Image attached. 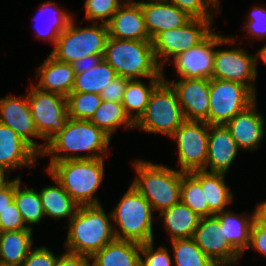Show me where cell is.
<instances>
[{"label":"cell","instance_id":"6da1fadb","mask_svg":"<svg viewBox=\"0 0 266 266\" xmlns=\"http://www.w3.org/2000/svg\"><path fill=\"white\" fill-rule=\"evenodd\" d=\"M110 139L108 134L89 120L69 119L65 128L46 143L40 157L50 155V163L103 158L108 154ZM81 151L88 152V155H76Z\"/></svg>","mask_w":266,"mask_h":266},{"label":"cell","instance_id":"7a4b0ae2","mask_svg":"<svg viewBox=\"0 0 266 266\" xmlns=\"http://www.w3.org/2000/svg\"><path fill=\"white\" fill-rule=\"evenodd\" d=\"M66 251L92 256L115 239L111 212L100 205L79 206L68 222Z\"/></svg>","mask_w":266,"mask_h":266},{"label":"cell","instance_id":"3957f363","mask_svg":"<svg viewBox=\"0 0 266 266\" xmlns=\"http://www.w3.org/2000/svg\"><path fill=\"white\" fill-rule=\"evenodd\" d=\"M50 173L79 206L100 205L94 196L104 175V158L50 163Z\"/></svg>","mask_w":266,"mask_h":266},{"label":"cell","instance_id":"277c9868","mask_svg":"<svg viewBox=\"0 0 266 266\" xmlns=\"http://www.w3.org/2000/svg\"><path fill=\"white\" fill-rule=\"evenodd\" d=\"M103 59L116 74L129 80L164 78L156 61L152 41L125 40L108 37Z\"/></svg>","mask_w":266,"mask_h":266},{"label":"cell","instance_id":"5b68a950","mask_svg":"<svg viewBox=\"0 0 266 266\" xmlns=\"http://www.w3.org/2000/svg\"><path fill=\"white\" fill-rule=\"evenodd\" d=\"M134 168L137 175L131 185L148 200L153 211L161 212L180 201V170L139 159Z\"/></svg>","mask_w":266,"mask_h":266},{"label":"cell","instance_id":"8992f818","mask_svg":"<svg viewBox=\"0 0 266 266\" xmlns=\"http://www.w3.org/2000/svg\"><path fill=\"white\" fill-rule=\"evenodd\" d=\"M153 209L148 200L132 185L111 211L115 239L140 244L154 241Z\"/></svg>","mask_w":266,"mask_h":266},{"label":"cell","instance_id":"52a82bcc","mask_svg":"<svg viewBox=\"0 0 266 266\" xmlns=\"http://www.w3.org/2000/svg\"><path fill=\"white\" fill-rule=\"evenodd\" d=\"M185 121L175 89L164 79L152 91L144 114L135 128L171 137Z\"/></svg>","mask_w":266,"mask_h":266},{"label":"cell","instance_id":"ba28073f","mask_svg":"<svg viewBox=\"0 0 266 266\" xmlns=\"http://www.w3.org/2000/svg\"><path fill=\"white\" fill-rule=\"evenodd\" d=\"M73 18L59 35L50 55L70 64L85 56H103L109 37L107 25L94 23L89 27H76Z\"/></svg>","mask_w":266,"mask_h":266},{"label":"cell","instance_id":"9c48e42d","mask_svg":"<svg viewBox=\"0 0 266 266\" xmlns=\"http://www.w3.org/2000/svg\"><path fill=\"white\" fill-rule=\"evenodd\" d=\"M27 94L31 115L38 134L48 143L66 126L69 118L65 96L54 93L49 88H39L31 84Z\"/></svg>","mask_w":266,"mask_h":266},{"label":"cell","instance_id":"30bf717a","mask_svg":"<svg viewBox=\"0 0 266 266\" xmlns=\"http://www.w3.org/2000/svg\"><path fill=\"white\" fill-rule=\"evenodd\" d=\"M256 98V95L241 83L210 79L209 125H225Z\"/></svg>","mask_w":266,"mask_h":266},{"label":"cell","instance_id":"8fae6325","mask_svg":"<svg viewBox=\"0 0 266 266\" xmlns=\"http://www.w3.org/2000/svg\"><path fill=\"white\" fill-rule=\"evenodd\" d=\"M212 21V19H191L182 27L158 33L151 41L159 66L164 69V63L170 59L169 56L175 58L202 42L213 30Z\"/></svg>","mask_w":266,"mask_h":266},{"label":"cell","instance_id":"7c38bea8","mask_svg":"<svg viewBox=\"0 0 266 266\" xmlns=\"http://www.w3.org/2000/svg\"><path fill=\"white\" fill-rule=\"evenodd\" d=\"M209 125L205 121L185 120L170 137L177 143L181 172L205 170Z\"/></svg>","mask_w":266,"mask_h":266},{"label":"cell","instance_id":"4fadbf2b","mask_svg":"<svg viewBox=\"0 0 266 266\" xmlns=\"http://www.w3.org/2000/svg\"><path fill=\"white\" fill-rule=\"evenodd\" d=\"M236 39L222 36L213 31L198 45L180 53L173 58L179 78L212 79L214 70V48L228 43H235Z\"/></svg>","mask_w":266,"mask_h":266},{"label":"cell","instance_id":"5bb4252c","mask_svg":"<svg viewBox=\"0 0 266 266\" xmlns=\"http://www.w3.org/2000/svg\"><path fill=\"white\" fill-rule=\"evenodd\" d=\"M193 239L218 266L235 265L242 256L225 238L216 215L200 218Z\"/></svg>","mask_w":266,"mask_h":266},{"label":"cell","instance_id":"9a60e30c","mask_svg":"<svg viewBox=\"0 0 266 266\" xmlns=\"http://www.w3.org/2000/svg\"><path fill=\"white\" fill-rule=\"evenodd\" d=\"M243 49L239 47L228 50L215 49L212 78L241 83L256 95L253 84L257 77L254 55Z\"/></svg>","mask_w":266,"mask_h":266},{"label":"cell","instance_id":"2e32d148","mask_svg":"<svg viewBox=\"0 0 266 266\" xmlns=\"http://www.w3.org/2000/svg\"><path fill=\"white\" fill-rule=\"evenodd\" d=\"M175 89L185 120L205 121L209 125L210 79L180 78L169 81Z\"/></svg>","mask_w":266,"mask_h":266},{"label":"cell","instance_id":"e0dca14e","mask_svg":"<svg viewBox=\"0 0 266 266\" xmlns=\"http://www.w3.org/2000/svg\"><path fill=\"white\" fill-rule=\"evenodd\" d=\"M0 123L13 129L39 154L44 151L46 144H39L32 139L42 137L36 129L27 95L19 98L11 95L0 99Z\"/></svg>","mask_w":266,"mask_h":266},{"label":"cell","instance_id":"ac0fdd59","mask_svg":"<svg viewBox=\"0 0 266 266\" xmlns=\"http://www.w3.org/2000/svg\"><path fill=\"white\" fill-rule=\"evenodd\" d=\"M256 110L255 100L225 124L241 150H256L265 136L264 117Z\"/></svg>","mask_w":266,"mask_h":266},{"label":"cell","instance_id":"d6986e66","mask_svg":"<svg viewBox=\"0 0 266 266\" xmlns=\"http://www.w3.org/2000/svg\"><path fill=\"white\" fill-rule=\"evenodd\" d=\"M106 25L111 38L151 41L139 1L124 0Z\"/></svg>","mask_w":266,"mask_h":266},{"label":"cell","instance_id":"ffe728a7","mask_svg":"<svg viewBox=\"0 0 266 266\" xmlns=\"http://www.w3.org/2000/svg\"><path fill=\"white\" fill-rule=\"evenodd\" d=\"M145 27L152 40L158 33L184 26L192 18L183 10L166 0L139 1Z\"/></svg>","mask_w":266,"mask_h":266},{"label":"cell","instance_id":"44dd1931","mask_svg":"<svg viewBox=\"0 0 266 266\" xmlns=\"http://www.w3.org/2000/svg\"><path fill=\"white\" fill-rule=\"evenodd\" d=\"M40 154L13 129L0 123V168L36 167Z\"/></svg>","mask_w":266,"mask_h":266},{"label":"cell","instance_id":"7402d4cb","mask_svg":"<svg viewBox=\"0 0 266 266\" xmlns=\"http://www.w3.org/2000/svg\"><path fill=\"white\" fill-rule=\"evenodd\" d=\"M239 150L225 125H209L205 171L227 174Z\"/></svg>","mask_w":266,"mask_h":266},{"label":"cell","instance_id":"603a6c76","mask_svg":"<svg viewBox=\"0 0 266 266\" xmlns=\"http://www.w3.org/2000/svg\"><path fill=\"white\" fill-rule=\"evenodd\" d=\"M37 78V87L49 88L54 93L67 97L72 92L75 72L72 64L58 61L49 55L38 67Z\"/></svg>","mask_w":266,"mask_h":266},{"label":"cell","instance_id":"cb8c5ba5","mask_svg":"<svg viewBox=\"0 0 266 266\" xmlns=\"http://www.w3.org/2000/svg\"><path fill=\"white\" fill-rule=\"evenodd\" d=\"M141 244L114 239L91 256L92 266H140Z\"/></svg>","mask_w":266,"mask_h":266},{"label":"cell","instance_id":"d4e9b609","mask_svg":"<svg viewBox=\"0 0 266 266\" xmlns=\"http://www.w3.org/2000/svg\"><path fill=\"white\" fill-rule=\"evenodd\" d=\"M258 215V206L249 217H243V215L233 213L230 210H225L216 214L225 238L241 255L245 250H248L251 227Z\"/></svg>","mask_w":266,"mask_h":266},{"label":"cell","instance_id":"484cf974","mask_svg":"<svg viewBox=\"0 0 266 266\" xmlns=\"http://www.w3.org/2000/svg\"><path fill=\"white\" fill-rule=\"evenodd\" d=\"M160 217L167 234H170V241L193 237L201 218L181 201L161 211Z\"/></svg>","mask_w":266,"mask_h":266},{"label":"cell","instance_id":"4316f807","mask_svg":"<svg viewBox=\"0 0 266 266\" xmlns=\"http://www.w3.org/2000/svg\"><path fill=\"white\" fill-rule=\"evenodd\" d=\"M33 229L4 231L0 233V264L21 266L32 249Z\"/></svg>","mask_w":266,"mask_h":266},{"label":"cell","instance_id":"83f0119b","mask_svg":"<svg viewBox=\"0 0 266 266\" xmlns=\"http://www.w3.org/2000/svg\"><path fill=\"white\" fill-rule=\"evenodd\" d=\"M224 173L201 170V188L208 204V216L225 211V207L233 203V194L225 183Z\"/></svg>","mask_w":266,"mask_h":266},{"label":"cell","instance_id":"f1b7e54d","mask_svg":"<svg viewBox=\"0 0 266 266\" xmlns=\"http://www.w3.org/2000/svg\"><path fill=\"white\" fill-rule=\"evenodd\" d=\"M49 175L57 185H48L38 192L45 217L49 216L54 219L69 217L70 221L74 217L79 205L50 173Z\"/></svg>","mask_w":266,"mask_h":266},{"label":"cell","instance_id":"f546056e","mask_svg":"<svg viewBox=\"0 0 266 266\" xmlns=\"http://www.w3.org/2000/svg\"><path fill=\"white\" fill-rule=\"evenodd\" d=\"M163 79L149 78V86H146L140 79L128 80L121 103L134 123L144 114L152 91ZM134 111L136 113L133 115Z\"/></svg>","mask_w":266,"mask_h":266},{"label":"cell","instance_id":"4dcf8cb0","mask_svg":"<svg viewBox=\"0 0 266 266\" xmlns=\"http://www.w3.org/2000/svg\"><path fill=\"white\" fill-rule=\"evenodd\" d=\"M117 77L116 71L102 59L94 68L75 74L71 93H94L100 95L102 90Z\"/></svg>","mask_w":266,"mask_h":266},{"label":"cell","instance_id":"1f68e13d","mask_svg":"<svg viewBox=\"0 0 266 266\" xmlns=\"http://www.w3.org/2000/svg\"><path fill=\"white\" fill-rule=\"evenodd\" d=\"M95 126L102 129L110 137L119 128H135V123L126 114L122 103L102 100L100 106L89 119Z\"/></svg>","mask_w":266,"mask_h":266},{"label":"cell","instance_id":"d6a6232c","mask_svg":"<svg viewBox=\"0 0 266 266\" xmlns=\"http://www.w3.org/2000/svg\"><path fill=\"white\" fill-rule=\"evenodd\" d=\"M21 177L15 178L14 202L20 211L25 224L32 229L34 224H38L45 217L44 209L38 191L33 188L21 189ZM32 225V226H31Z\"/></svg>","mask_w":266,"mask_h":266},{"label":"cell","instance_id":"836d02e7","mask_svg":"<svg viewBox=\"0 0 266 266\" xmlns=\"http://www.w3.org/2000/svg\"><path fill=\"white\" fill-rule=\"evenodd\" d=\"M180 201L199 217H208V204H205V196L201 188V170L182 172Z\"/></svg>","mask_w":266,"mask_h":266},{"label":"cell","instance_id":"e575fe53","mask_svg":"<svg viewBox=\"0 0 266 266\" xmlns=\"http://www.w3.org/2000/svg\"><path fill=\"white\" fill-rule=\"evenodd\" d=\"M58 6H59L58 4L51 1H46L43 4H41L40 13L42 14L41 16L40 15L39 16L40 17H42V15H46V17L47 15H50L49 17H51V15L53 16L50 18L51 21H49L48 24L44 26L43 29L45 30L39 28V24L35 25L37 28L35 29L37 33L36 37L51 41L53 45H55L59 35L66 29L67 25L69 24L70 20L73 17L72 14L67 13L66 11L60 9V7ZM37 18L34 17L35 20H37Z\"/></svg>","mask_w":266,"mask_h":266},{"label":"cell","instance_id":"d590c367","mask_svg":"<svg viewBox=\"0 0 266 266\" xmlns=\"http://www.w3.org/2000/svg\"><path fill=\"white\" fill-rule=\"evenodd\" d=\"M176 266H218L198 247L193 237L171 241Z\"/></svg>","mask_w":266,"mask_h":266},{"label":"cell","instance_id":"8d00e7d4","mask_svg":"<svg viewBox=\"0 0 266 266\" xmlns=\"http://www.w3.org/2000/svg\"><path fill=\"white\" fill-rule=\"evenodd\" d=\"M66 100L70 119L89 120L100 106L102 98L94 93H70Z\"/></svg>","mask_w":266,"mask_h":266},{"label":"cell","instance_id":"74e56055","mask_svg":"<svg viewBox=\"0 0 266 266\" xmlns=\"http://www.w3.org/2000/svg\"><path fill=\"white\" fill-rule=\"evenodd\" d=\"M123 3L120 0H85V19L107 24Z\"/></svg>","mask_w":266,"mask_h":266},{"label":"cell","instance_id":"f35d334b","mask_svg":"<svg viewBox=\"0 0 266 266\" xmlns=\"http://www.w3.org/2000/svg\"><path fill=\"white\" fill-rule=\"evenodd\" d=\"M174 4L180 10H183L192 19H213L214 12L210 9L216 10L218 13L220 9L219 0H166ZM210 7V8H209Z\"/></svg>","mask_w":266,"mask_h":266},{"label":"cell","instance_id":"ab89813d","mask_svg":"<svg viewBox=\"0 0 266 266\" xmlns=\"http://www.w3.org/2000/svg\"><path fill=\"white\" fill-rule=\"evenodd\" d=\"M154 241L141 244L140 266H172L173 258L169 254L167 247L159 246L155 249Z\"/></svg>","mask_w":266,"mask_h":266},{"label":"cell","instance_id":"60d3db41","mask_svg":"<svg viewBox=\"0 0 266 266\" xmlns=\"http://www.w3.org/2000/svg\"><path fill=\"white\" fill-rule=\"evenodd\" d=\"M244 23V31L252 36V39H266V8L253 6Z\"/></svg>","mask_w":266,"mask_h":266},{"label":"cell","instance_id":"b9f144b4","mask_svg":"<svg viewBox=\"0 0 266 266\" xmlns=\"http://www.w3.org/2000/svg\"><path fill=\"white\" fill-rule=\"evenodd\" d=\"M30 229L23 221L22 215L16 203H12L0 214V233L4 231H16Z\"/></svg>","mask_w":266,"mask_h":266},{"label":"cell","instance_id":"7bdbcfd3","mask_svg":"<svg viewBox=\"0 0 266 266\" xmlns=\"http://www.w3.org/2000/svg\"><path fill=\"white\" fill-rule=\"evenodd\" d=\"M59 255L55 256L47 247H36L30 250L21 266H56Z\"/></svg>","mask_w":266,"mask_h":266},{"label":"cell","instance_id":"ee69618b","mask_svg":"<svg viewBox=\"0 0 266 266\" xmlns=\"http://www.w3.org/2000/svg\"><path fill=\"white\" fill-rule=\"evenodd\" d=\"M250 248L266 257V222L259 215L251 227L248 249Z\"/></svg>","mask_w":266,"mask_h":266},{"label":"cell","instance_id":"f6af8a7d","mask_svg":"<svg viewBox=\"0 0 266 266\" xmlns=\"http://www.w3.org/2000/svg\"><path fill=\"white\" fill-rule=\"evenodd\" d=\"M128 78L118 76L111 81L100 93L102 100L121 103Z\"/></svg>","mask_w":266,"mask_h":266},{"label":"cell","instance_id":"bcb514c9","mask_svg":"<svg viewBox=\"0 0 266 266\" xmlns=\"http://www.w3.org/2000/svg\"><path fill=\"white\" fill-rule=\"evenodd\" d=\"M91 256L65 252L59 256L56 266H92Z\"/></svg>","mask_w":266,"mask_h":266},{"label":"cell","instance_id":"7dc6e473","mask_svg":"<svg viewBox=\"0 0 266 266\" xmlns=\"http://www.w3.org/2000/svg\"><path fill=\"white\" fill-rule=\"evenodd\" d=\"M102 59H103V56L101 55L85 56L73 62L72 67H73L75 74L83 73L89 70V68L92 69L95 66H97Z\"/></svg>","mask_w":266,"mask_h":266},{"label":"cell","instance_id":"c3c4849f","mask_svg":"<svg viewBox=\"0 0 266 266\" xmlns=\"http://www.w3.org/2000/svg\"><path fill=\"white\" fill-rule=\"evenodd\" d=\"M15 178L3 190L0 191V214L14 201Z\"/></svg>","mask_w":266,"mask_h":266},{"label":"cell","instance_id":"681fc988","mask_svg":"<svg viewBox=\"0 0 266 266\" xmlns=\"http://www.w3.org/2000/svg\"><path fill=\"white\" fill-rule=\"evenodd\" d=\"M5 173H10L8 170L0 168V191L5 189L13 180L8 179Z\"/></svg>","mask_w":266,"mask_h":266},{"label":"cell","instance_id":"f907efd6","mask_svg":"<svg viewBox=\"0 0 266 266\" xmlns=\"http://www.w3.org/2000/svg\"><path fill=\"white\" fill-rule=\"evenodd\" d=\"M261 59L265 64H266V44L260 48V50H258V52L256 53V55H254V59H255V71L257 74V59Z\"/></svg>","mask_w":266,"mask_h":266},{"label":"cell","instance_id":"816d5d0a","mask_svg":"<svg viewBox=\"0 0 266 266\" xmlns=\"http://www.w3.org/2000/svg\"><path fill=\"white\" fill-rule=\"evenodd\" d=\"M259 216L266 222V200L258 204Z\"/></svg>","mask_w":266,"mask_h":266}]
</instances>
